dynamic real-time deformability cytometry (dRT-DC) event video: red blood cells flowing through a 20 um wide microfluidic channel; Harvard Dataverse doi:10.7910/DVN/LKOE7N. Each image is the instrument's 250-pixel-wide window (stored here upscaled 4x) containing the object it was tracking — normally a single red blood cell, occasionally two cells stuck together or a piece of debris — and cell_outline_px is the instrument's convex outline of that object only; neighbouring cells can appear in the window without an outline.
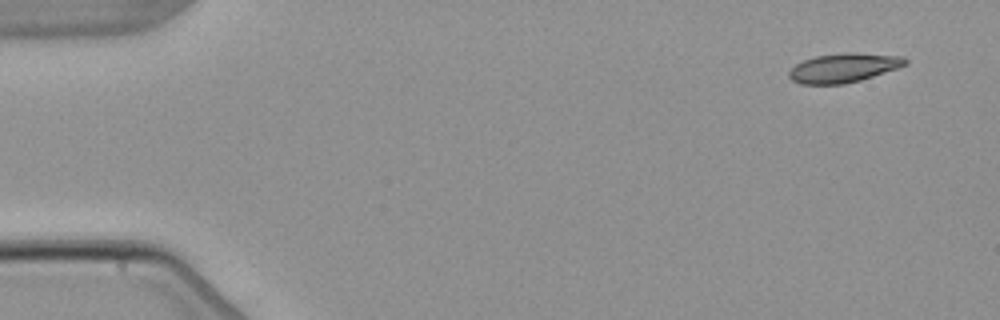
{"species": "common noctule bat (a hibernating species)", "species_latin": "Nyctalus noctula", "temperature_condition": "warm", "stored_images_in_passage": 4, "camera_frame_rate_fps": 3000, "um_per_image_px": 0.085, "animal": {"sex": "male", "body_mass_g": 21.5, "forearm_length_mm": 52.0}, "frame": {"image": 1, "passage_image": 1, "time_ms": 0.0, "image_size_px": [1000, 320], "cell_outline_px": [[908, 64], [860, 80], [844, 84], [800, 84], [792, 80], [788, 76], [788, 72], [796, 64], [804, 60], [816, 56], [848, 52], [856, 52], [904, 56], [908, 60]], "centroid_in_image_um": [71.71, 5.76], "position_along_channel_um": 13.3, "area_um2": 19.71}}
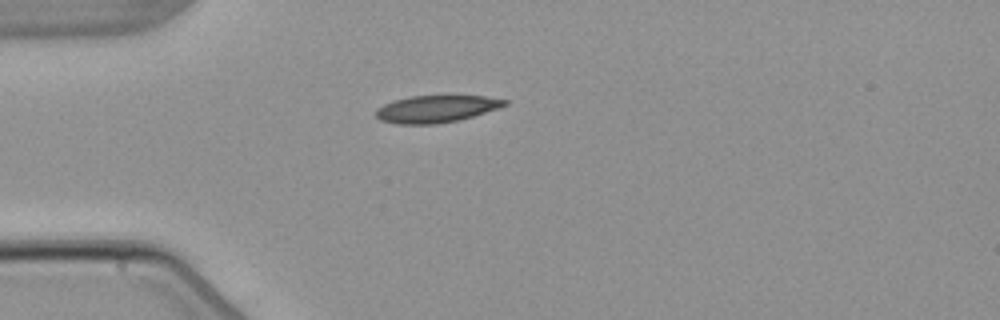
{"frame": {"image": 2, "passage_image": 4, "time_ms": 3.667, "image_size_px": [1000, 320], "cell_outline_px": [[508, 104], [472, 116], [456, 120], [436, 124], [396, 124], [380, 120], [376, 116], [376, 108], [384, 104], [408, 96], [448, 92], [484, 96], [508, 100]], "centroid_in_image_um": [37.08, 9.19], "position_along_channel_um": 47.9, "area_um2": 21.15}}